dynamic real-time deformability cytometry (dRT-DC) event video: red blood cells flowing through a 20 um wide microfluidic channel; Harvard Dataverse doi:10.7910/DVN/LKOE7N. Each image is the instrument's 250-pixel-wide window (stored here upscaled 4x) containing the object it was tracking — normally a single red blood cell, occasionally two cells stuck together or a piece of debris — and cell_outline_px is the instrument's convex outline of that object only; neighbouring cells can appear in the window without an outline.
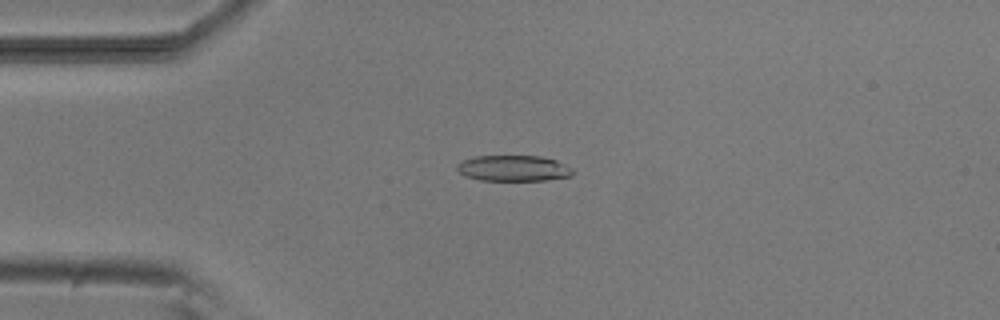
{"species": "common noctule bat (a hibernating species)", "species_latin": "Nyctalus noctula", "temperature_condition": "room temperature", "stored_images_in_passage": 7, "camera_frame_rate_fps": 3000, "um_per_image_px": 0.085, "animal": {"sex": "male", "body_mass_g": 20.5, "forearm_length_mm": 52.5}, "frame": {"image": 1, "passage_image": 3, "time_ms": 2.333, "image_size_px": [1000, 320], "cell_outline_px": [[572, 176], [544, 180], [480, 180], [464, 176], [456, 168], [456, 164], [464, 160], [476, 156], [540, 156], [556, 160], [572, 168]], "centroid_in_image_um": [43.63, 14.3], "position_along_channel_um": 41.4, "area_um2": 17.34}}
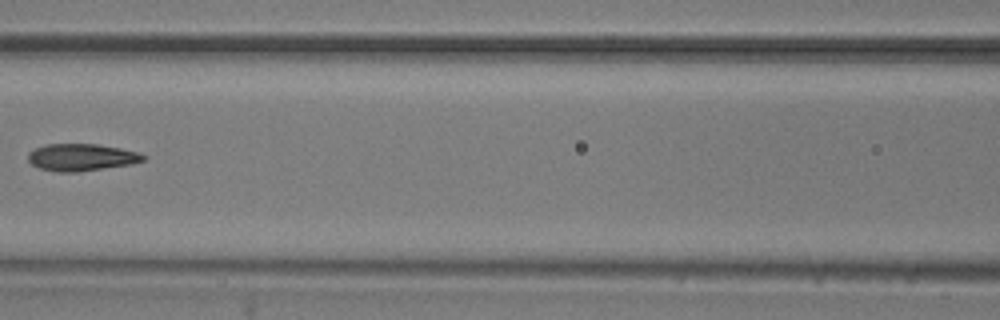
{"frame": {"image": 2, "passage_image": 6, "time_ms": 6.0, "image_size_px": [1000, 320], "cell_outline_px": [[148, 156], [144, 160], [132, 164], [76, 172], [56, 172], [40, 168], [32, 164], [28, 160], [28, 152], [44, 144], [96, 144], [120, 148], [136, 152]], "centroid_in_image_um": [6.91, 13.37], "position_along_channel_um": 159.7, "area_um2": 18.15}}
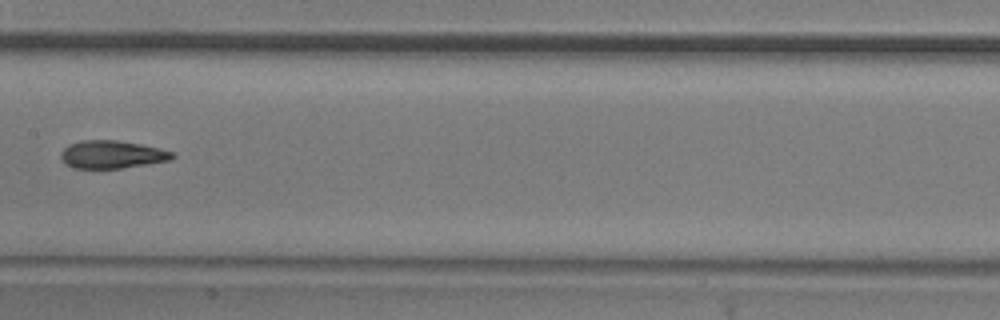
{"frame": {"image": 3, "passage_image": 7, "time_ms": 7.0, "image_size_px": [1000, 320], "cell_outline_px": [[176, 156], [168, 160], [120, 168], [76, 168], [68, 164], [60, 156], [60, 152], [68, 144], [80, 140], [116, 140], [140, 144], [160, 148], [176, 152]], "centroid_in_image_um": [9.52, 13.11], "position_along_channel_um": 197.9, "area_um2": 17.92}}